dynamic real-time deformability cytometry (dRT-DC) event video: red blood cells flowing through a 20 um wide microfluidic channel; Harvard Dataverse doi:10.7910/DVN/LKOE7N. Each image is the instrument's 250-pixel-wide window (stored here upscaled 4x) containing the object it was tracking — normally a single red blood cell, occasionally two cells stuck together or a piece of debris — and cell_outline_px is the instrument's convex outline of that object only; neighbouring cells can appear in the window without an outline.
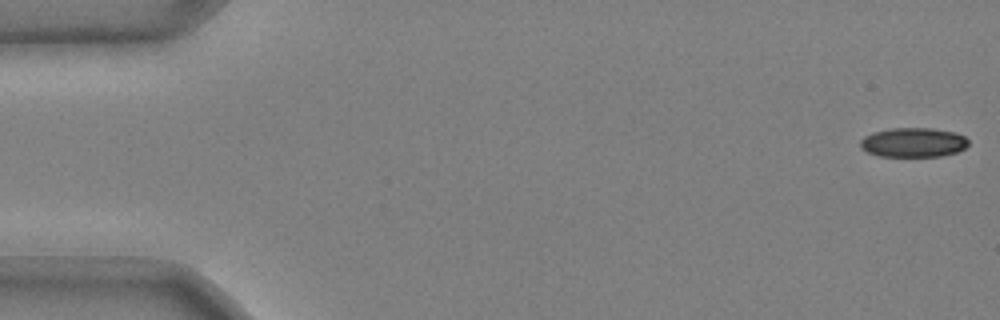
{"species": "common noctule bat (a hibernating species)", "species_latin": "Nyctalus noctula", "temperature_condition": "cold", "stored_images_in_passage": 49, "camera_frame_rate_fps": 3000, "um_per_image_px": 0.085, "animal": {"sex": "male", "body_mass_g": 20.4}, "frame": {"image": 1, "passage_image": 1, "time_ms": 0.0, "image_size_px": [1000, 320], "cell_outline_px": [[968, 144], [964, 148], [956, 152], [940, 156], [880, 156], [868, 152], [860, 148], [860, 140], [864, 136], [872, 132], [888, 128], [932, 128], [956, 132], [964, 136], [968, 140]], "centroid_in_image_um": [77.61, 12.09], "position_along_channel_um": 7.4, "area_um2": 18.61}}
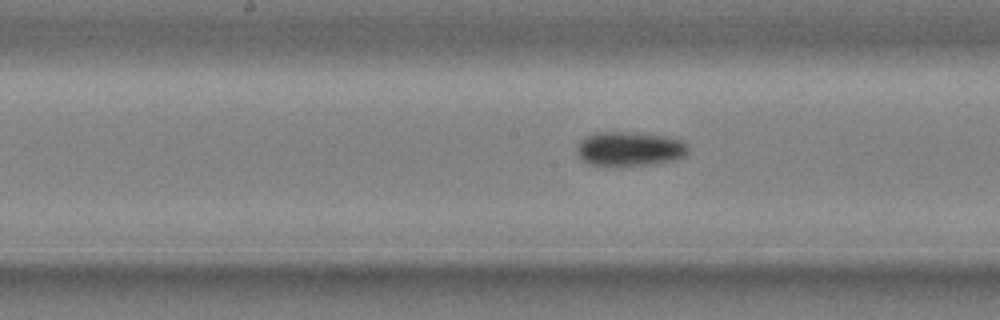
{"frame": {"image": 2, "passage_image": 27, "time_ms": 8.667, "image_size_px": [1000, 320], "cell_outline_px": [[688, 152], [684, 156], [676, 160], [656, 164], [616, 168], [592, 164], [584, 160], [580, 156], [580, 140], [584, 136], [596, 132], [636, 132], [664, 136], [684, 140], [688, 144]], "centroid_in_image_um": [53.59, 12.67], "position_along_channel_um": 194.6, "area_um2": 22.77}}
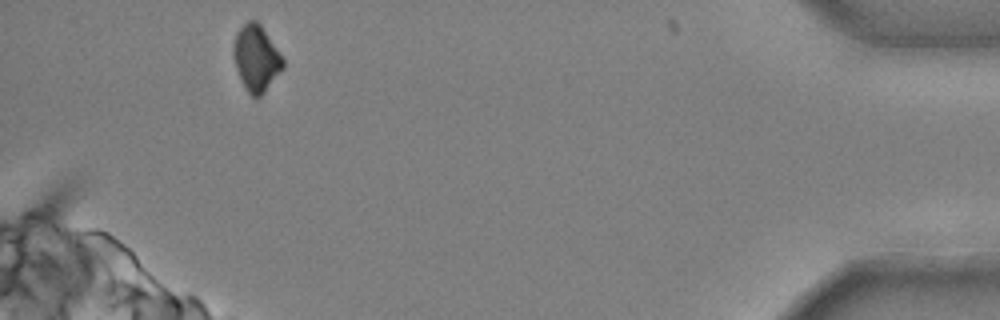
{"frame": {"image": 3, "passage_image": 49, "time_ms": 16.0, "image_size_px": [1000, 320], "cell_outline_px": [[284, 68], [264, 92], [260, 96], [252, 96], [244, 88], [236, 68], [232, 56], [232, 48], [236, 32], [248, 20], [256, 20], [260, 24], [284, 60]], "centroid_in_image_um": [21.75, 4.95], "position_along_channel_um": 413.4, "area_um2": 18.96}, "authors_computed_cell_mechanics": {"area_um2": 20.4034, "velocity_mm_per_s": 3.7312, "shape_relaxation_time_tau1_ms": 3.6036, "shape_relaxation_time_tau2_ms": null, "deformation_change_tau1": 0.1121, "deformation_change_tau2": null}}